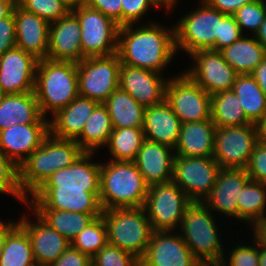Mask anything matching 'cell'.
<instances>
[{"mask_svg": "<svg viewBox=\"0 0 266 266\" xmlns=\"http://www.w3.org/2000/svg\"><path fill=\"white\" fill-rule=\"evenodd\" d=\"M191 203L185 192L170 181L149 186L144 209L153 231H173Z\"/></svg>", "mask_w": 266, "mask_h": 266, "instance_id": "obj_9", "label": "cell"}, {"mask_svg": "<svg viewBox=\"0 0 266 266\" xmlns=\"http://www.w3.org/2000/svg\"><path fill=\"white\" fill-rule=\"evenodd\" d=\"M107 241V228L102 216L95 218L72 240L71 246L92 258Z\"/></svg>", "mask_w": 266, "mask_h": 266, "instance_id": "obj_39", "label": "cell"}, {"mask_svg": "<svg viewBox=\"0 0 266 266\" xmlns=\"http://www.w3.org/2000/svg\"><path fill=\"white\" fill-rule=\"evenodd\" d=\"M210 211L203 202H192L181 220L180 236L203 266H218L227 256Z\"/></svg>", "mask_w": 266, "mask_h": 266, "instance_id": "obj_5", "label": "cell"}, {"mask_svg": "<svg viewBox=\"0 0 266 266\" xmlns=\"http://www.w3.org/2000/svg\"><path fill=\"white\" fill-rule=\"evenodd\" d=\"M113 131L107 107L100 103L84 125L81 134L75 139L84 152H95L100 146L107 145Z\"/></svg>", "mask_w": 266, "mask_h": 266, "instance_id": "obj_32", "label": "cell"}, {"mask_svg": "<svg viewBox=\"0 0 266 266\" xmlns=\"http://www.w3.org/2000/svg\"><path fill=\"white\" fill-rule=\"evenodd\" d=\"M21 7L49 23L63 18L72 8L64 0H22Z\"/></svg>", "mask_w": 266, "mask_h": 266, "instance_id": "obj_40", "label": "cell"}, {"mask_svg": "<svg viewBox=\"0 0 266 266\" xmlns=\"http://www.w3.org/2000/svg\"><path fill=\"white\" fill-rule=\"evenodd\" d=\"M34 94L40 112L53 116L79 96L77 63L55 61L48 58L38 62Z\"/></svg>", "mask_w": 266, "mask_h": 266, "instance_id": "obj_3", "label": "cell"}, {"mask_svg": "<svg viewBox=\"0 0 266 266\" xmlns=\"http://www.w3.org/2000/svg\"><path fill=\"white\" fill-rule=\"evenodd\" d=\"M17 124H49L40 112L34 91L5 94L0 102V131Z\"/></svg>", "mask_w": 266, "mask_h": 266, "instance_id": "obj_28", "label": "cell"}, {"mask_svg": "<svg viewBox=\"0 0 266 266\" xmlns=\"http://www.w3.org/2000/svg\"><path fill=\"white\" fill-rule=\"evenodd\" d=\"M254 237L259 241V243L266 247V219L256 223L253 226Z\"/></svg>", "mask_w": 266, "mask_h": 266, "instance_id": "obj_54", "label": "cell"}, {"mask_svg": "<svg viewBox=\"0 0 266 266\" xmlns=\"http://www.w3.org/2000/svg\"><path fill=\"white\" fill-rule=\"evenodd\" d=\"M182 123L164 100L145 109L143 133L145 140L175 148Z\"/></svg>", "mask_w": 266, "mask_h": 266, "instance_id": "obj_26", "label": "cell"}, {"mask_svg": "<svg viewBox=\"0 0 266 266\" xmlns=\"http://www.w3.org/2000/svg\"><path fill=\"white\" fill-rule=\"evenodd\" d=\"M215 131L212 119L182 124L174 148L175 156L213 157Z\"/></svg>", "mask_w": 266, "mask_h": 266, "instance_id": "obj_29", "label": "cell"}, {"mask_svg": "<svg viewBox=\"0 0 266 266\" xmlns=\"http://www.w3.org/2000/svg\"><path fill=\"white\" fill-rule=\"evenodd\" d=\"M245 170L251 180L266 184V144L256 142Z\"/></svg>", "mask_w": 266, "mask_h": 266, "instance_id": "obj_45", "label": "cell"}, {"mask_svg": "<svg viewBox=\"0 0 266 266\" xmlns=\"http://www.w3.org/2000/svg\"><path fill=\"white\" fill-rule=\"evenodd\" d=\"M175 53L177 54L174 27L165 29L154 22L136 29L134 24L119 29L117 54L121 64L161 74L173 60Z\"/></svg>", "mask_w": 266, "mask_h": 266, "instance_id": "obj_1", "label": "cell"}, {"mask_svg": "<svg viewBox=\"0 0 266 266\" xmlns=\"http://www.w3.org/2000/svg\"><path fill=\"white\" fill-rule=\"evenodd\" d=\"M242 35L243 33L233 15L221 13V30L220 37H217V51L230 46L232 43L239 40Z\"/></svg>", "mask_w": 266, "mask_h": 266, "instance_id": "obj_47", "label": "cell"}, {"mask_svg": "<svg viewBox=\"0 0 266 266\" xmlns=\"http://www.w3.org/2000/svg\"><path fill=\"white\" fill-rule=\"evenodd\" d=\"M118 54L87 57L77 63L79 96L104 103L119 87Z\"/></svg>", "mask_w": 266, "mask_h": 266, "instance_id": "obj_10", "label": "cell"}, {"mask_svg": "<svg viewBox=\"0 0 266 266\" xmlns=\"http://www.w3.org/2000/svg\"><path fill=\"white\" fill-rule=\"evenodd\" d=\"M16 47L34 55L38 60L48 56V37L50 23L36 14L15 7Z\"/></svg>", "mask_w": 266, "mask_h": 266, "instance_id": "obj_24", "label": "cell"}, {"mask_svg": "<svg viewBox=\"0 0 266 266\" xmlns=\"http://www.w3.org/2000/svg\"><path fill=\"white\" fill-rule=\"evenodd\" d=\"M0 266H37L30 238L19 224L7 235Z\"/></svg>", "mask_w": 266, "mask_h": 266, "instance_id": "obj_37", "label": "cell"}, {"mask_svg": "<svg viewBox=\"0 0 266 266\" xmlns=\"http://www.w3.org/2000/svg\"><path fill=\"white\" fill-rule=\"evenodd\" d=\"M37 222L27 217L18 220V224L27 232L37 266H50L71 245L65 237L51 228L36 213Z\"/></svg>", "mask_w": 266, "mask_h": 266, "instance_id": "obj_22", "label": "cell"}, {"mask_svg": "<svg viewBox=\"0 0 266 266\" xmlns=\"http://www.w3.org/2000/svg\"><path fill=\"white\" fill-rule=\"evenodd\" d=\"M2 1L9 3L14 7H19L21 6V3H22V0H2Z\"/></svg>", "mask_w": 266, "mask_h": 266, "instance_id": "obj_61", "label": "cell"}, {"mask_svg": "<svg viewBox=\"0 0 266 266\" xmlns=\"http://www.w3.org/2000/svg\"><path fill=\"white\" fill-rule=\"evenodd\" d=\"M101 216L106 224L108 243L140 260L153 232L144 207L106 209Z\"/></svg>", "mask_w": 266, "mask_h": 266, "instance_id": "obj_6", "label": "cell"}, {"mask_svg": "<svg viewBox=\"0 0 266 266\" xmlns=\"http://www.w3.org/2000/svg\"><path fill=\"white\" fill-rule=\"evenodd\" d=\"M157 6L161 4V6H165L168 10H171L172 7L176 4L177 0H152Z\"/></svg>", "mask_w": 266, "mask_h": 266, "instance_id": "obj_58", "label": "cell"}, {"mask_svg": "<svg viewBox=\"0 0 266 266\" xmlns=\"http://www.w3.org/2000/svg\"><path fill=\"white\" fill-rule=\"evenodd\" d=\"M254 239L256 245L236 246L230 251L228 262L224 257L218 266H259V241L255 237Z\"/></svg>", "mask_w": 266, "mask_h": 266, "instance_id": "obj_44", "label": "cell"}, {"mask_svg": "<svg viewBox=\"0 0 266 266\" xmlns=\"http://www.w3.org/2000/svg\"><path fill=\"white\" fill-rule=\"evenodd\" d=\"M259 266H266V247L259 243Z\"/></svg>", "mask_w": 266, "mask_h": 266, "instance_id": "obj_59", "label": "cell"}, {"mask_svg": "<svg viewBox=\"0 0 266 266\" xmlns=\"http://www.w3.org/2000/svg\"><path fill=\"white\" fill-rule=\"evenodd\" d=\"M201 2L199 8L174 26L176 50L184 49L189 55L199 50H217V37H220L221 12Z\"/></svg>", "mask_w": 266, "mask_h": 266, "instance_id": "obj_7", "label": "cell"}, {"mask_svg": "<svg viewBox=\"0 0 266 266\" xmlns=\"http://www.w3.org/2000/svg\"><path fill=\"white\" fill-rule=\"evenodd\" d=\"M88 266H95L92 262Z\"/></svg>", "mask_w": 266, "mask_h": 266, "instance_id": "obj_63", "label": "cell"}, {"mask_svg": "<svg viewBox=\"0 0 266 266\" xmlns=\"http://www.w3.org/2000/svg\"><path fill=\"white\" fill-rule=\"evenodd\" d=\"M247 119L255 124L266 113V96L251 74L238 75L232 87Z\"/></svg>", "mask_w": 266, "mask_h": 266, "instance_id": "obj_34", "label": "cell"}, {"mask_svg": "<svg viewBox=\"0 0 266 266\" xmlns=\"http://www.w3.org/2000/svg\"><path fill=\"white\" fill-rule=\"evenodd\" d=\"M0 193H9L20 201L27 199L19 187V168L0 151Z\"/></svg>", "mask_w": 266, "mask_h": 266, "instance_id": "obj_43", "label": "cell"}, {"mask_svg": "<svg viewBox=\"0 0 266 266\" xmlns=\"http://www.w3.org/2000/svg\"><path fill=\"white\" fill-rule=\"evenodd\" d=\"M67 4H69L71 7L77 6L79 4H82L85 2V0H64Z\"/></svg>", "mask_w": 266, "mask_h": 266, "instance_id": "obj_60", "label": "cell"}, {"mask_svg": "<svg viewBox=\"0 0 266 266\" xmlns=\"http://www.w3.org/2000/svg\"><path fill=\"white\" fill-rule=\"evenodd\" d=\"M171 232H152L148 247L139 260L140 266H203L183 238Z\"/></svg>", "mask_w": 266, "mask_h": 266, "instance_id": "obj_15", "label": "cell"}, {"mask_svg": "<svg viewBox=\"0 0 266 266\" xmlns=\"http://www.w3.org/2000/svg\"><path fill=\"white\" fill-rule=\"evenodd\" d=\"M113 128H143L145 107L119 87L103 103Z\"/></svg>", "mask_w": 266, "mask_h": 266, "instance_id": "obj_31", "label": "cell"}, {"mask_svg": "<svg viewBox=\"0 0 266 266\" xmlns=\"http://www.w3.org/2000/svg\"><path fill=\"white\" fill-rule=\"evenodd\" d=\"M91 258L71 245L50 266H88Z\"/></svg>", "mask_w": 266, "mask_h": 266, "instance_id": "obj_50", "label": "cell"}, {"mask_svg": "<svg viewBox=\"0 0 266 266\" xmlns=\"http://www.w3.org/2000/svg\"><path fill=\"white\" fill-rule=\"evenodd\" d=\"M16 47L15 17L12 12L0 19V55Z\"/></svg>", "mask_w": 266, "mask_h": 266, "instance_id": "obj_48", "label": "cell"}, {"mask_svg": "<svg viewBox=\"0 0 266 266\" xmlns=\"http://www.w3.org/2000/svg\"><path fill=\"white\" fill-rule=\"evenodd\" d=\"M254 125L258 141L266 144V113Z\"/></svg>", "mask_w": 266, "mask_h": 266, "instance_id": "obj_55", "label": "cell"}, {"mask_svg": "<svg viewBox=\"0 0 266 266\" xmlns=\"http://www.w3.org/2000/svg\"><path fill=\"white\" fill-rule=\"evenodd\" d=\"M99 104L89 98L76 97L49 120L50 133L57 138L75 140Z\"/></svg>", "mask_w": 266, "mask_h": 266, "instance_id": "obj_27", "label": "cell"}, {"mask_svg": "<svg viewBox=\"0 0 266 266\" xmlns=\"http://www.w3.org/2000/svg\"><path fill=\"white\" fill-rule=\"evenodd\" d=\"M27 201V206H32L33 209L67 210L92 214L95 218L103 212L99 194L87 190H37L32 196H28Z\"/></svg>", "mask_w": 266, "mask_h": 266, "instance_id": "obj_19", "label": "cell"}, {"mask_svg": "<svg viewBox=\"0 0 266 266\" xmlns=\"http://www.w3.org/2000/svg\"><path fill=\"white\" fill-rule=\"evenodd\" d=\"M238 219L251 223H256L266 219V184L249 180L237 198ZM250 222V223H249Z\"/></svg>", "mask_w": 266, "mask_h": 266, "instance_id": "obj_36", "label": "cell"}, {"mask_svg": "<svg viewBox=\"0 0 266 266\" xmlns=\"http://www.w3.org/2000/svg\"><path fill=\"white\" fill-rule=\"evenodd\" d=\"M266 16V0H255L251 3L243 5L238 9L233 17L240 27L241 32L243 29H249L253 36L257 33L260 25Z\"/></svg>", "mask_w": 266, "mask_h": 266, "instance_id": "obj_41", "label": "cell"}, {"mask_svg": "<svg viewBox=\"0 0 266 266\" xmlns=\"http://www.w3.org/2000/svg\"><path fill=\"white\" fill-rule=\"evenodd\" d=\"M91 262L95 266H140L138 258L110 243L101 248Z\"/></svg>", "mask_w": 266, "mask_h": 266, "instance_id": "obj_42", "label": "cell"}, {"mask_svg": "<svg viewBox=\"0 0 266 266\" xmlns=\"http://www.w3.org/2000/svg\"><path fill=\"white\" fill-rule=\"evenodd\" d=\"M144 138L142 128H113L107 147L113 161H134Z\"/></svg>", "mask_w": 266, "mask_h": 266, "instance_id": "obj_38", "label": "cell"}, {"mask_svg": "<svg viewBox=\"0 0 266 266\" xmlns=\"http://www.w3.org/2000/svg\"><path fill=\"white\" fill-rule=\"evenodd\" d=\"M148 188L134 161L101 163L99 200L103 210L144 207Z\"/></svg>", "mask_w": 266, "mask_h": 266, "instance_id": "obj_4", "label": "cell"}, {"mask_svg": "<svg viewBox=\"0 0 266 266\" xmlns=\"http://www.w3.org/2000/svg\"><path fill=\"white\" fill-rule=\"evenodd\" d=\"M81 26L70 11L49 25L48 59L78 63L82 60Z\"/></svg>", "mask_w": 266, "mask_h": 266, "instance_id": "obj_21", "label": "cell"}, {"mask_svg": "<svg viewBox=\"0 0 266 266\" xmlns=\"http://www.w3.org/2000/svg\"><path fill=\"white\" fill-rule=\"evenodd\" d=\"M81 26L82 60L117 53L120 26L111 18L85 3L71 8Z\"/></svg>", "mask_w": 266, "mask_h": 266, "instance_id": "obj_8", "label": "cell"}, {"mask_svg": "<svg viewBox=\"0 0 266 266\" xmlns=\"http://www.w3.org/2000/svg\"><path fill=\"white\" fill-rule=\"evenodd\" d=\"M121 27L135 24L152 7H158L152 0H121ZM152 6V7H151Z\"/></svg>", "mask_w": 266, "mask_h": 266, "instance_id": "obj_46", "label": "cell"}, {"mask_svg": "<svg viewBox=\"0 0 266 266\" xmlns=\"http://www.w3.org/2000/svg\"><path fill=\"white\" fill-rule=\"evenodd\" d=\"M220 169L213 157L175 156L172 181L192 202H203L212 191Z\"/></svg>", "mask_w": 266, "mask_h": 266, "instance_id": "obj_12", "label": "cell"}, {"mask_svg": "<svg viewBox=\"0 0 266 266\" xmlns=\"http://www.w3.org/2000/svg\"><path fill=\"white\" fill-rule=\"evenodd\" d=\"M83 152L75 140L49 133L19 168V187L24 197L28 199L27 195H33L54 172L70 166Z\"/></svg>", "mask_w": 266, "mask_h": 266, "instance_id": "obj_2", "label": "cell"}, {"mask_svg": "<svg viewBox=\"0 0 266 266\" xmlns=\"http://www.w3.org/2000/svg\"><path fill=\"white\" fill-rule=\"evenodd\" d=\"M121 2V0H85L84 3L93 9L99 10L121 27Z\"/></svg>", "mask_w": 266, "mask_h": 266, "instance_id": "obj_49", "label": "cell"}, {"mask_svg": "<svg viewBox=\"0 0 266 266\" xmlns=\"http://www.w3.org/2000/svg\"><path fill=\"white\" fill-rule=\"evenodd\" d=\"M211 119L216 127L253 124L247 119L233 90L211 95Z\"/></svg>", "mask_w": 266, "mask_h": 266, "instance_id": "obj_35", "label": "cell"}, {"mask_svg": "<svg viewBox=\"0 0 266 266\" xmlns=\"http://www.w3.org/2000/svg\"><path fill=\"white\" fill-rule=\"evenodd\" d=\"M167 82L158 72L121 64L119 88L145 108L165 100Z\"/></svg>", "mask_w": 266, "mask_h": 266, "instance_id": "obj_18", "label": "cell"}, {"mask_svg": "<svg viewBox=\"0 0 266 266\" xmlns=\"http://www.w3.org/2000/svg\"><path fill=\"white\" fill-rule=\"evenodd\" d=\"M208 6L219 10L221 13L233 15L238 9L255 0H203Z\"/></svg>", "mask_w": 266, "mask_h": 266, "instance_id": "obj_51", "label": "cell"}, {"mask_svg": "<svg viewBox=\"0 0 266 266\" xmlns=\"http://www.w3.org/2000/svg\"><path fill=\"white\" fill-rule=\"evenodd\" d=\"M190 57L194 59L195 64L184 72L209 95L232 90L239 74L223 59L219 51L199 50Z\"/></svg>", "mask_w": 266, "mask_h": 266, "instance_id": "obj_14", "label": "cell"}, {"mask_svg": "<svg viewBox=\"0 0 266 266\" xmlns=\"http://www.w3.org/2000/svg\"><path fill=\"white\" fill-rule=\"evenodd\" d=\"M39 60L23 49L15 47L0 55V89L4 94L34 91Z\"/></svg>", "mask_w": 266, "mask_h": 266, "instance_id": "obj_16", "label": "cell"}, {"mask_svg": "<svg viewBox=\"0 0 266 266\" xmlns=\"http://www.w3.org/2000/svg\"><path fill=\"white\" fill-rule=\"evenodd\" d=\"M49 133V124L13 125L0 131V151L20 168Z\"/></svg>", "mask_w": 266, "mask_h": 266, "instance_id": "obj_20", "label": "cell"}, {"mask_svg": "<svg viewBox=\"0 0 266 266\" xmlns=\"http://www.w3.org/2000/svg\"><path fill=\"white\" fill-rule=\"evenodd\" d=\"M251 76L256 80L260 89L263 91L264 95L266 96V57L251 73Z\"/></svg>", "mask_w": 266, "mask_h": 266, "instance_id": "obj_52", "label": "cell"}, {"mask_svg": "<svg viewBox=\"0 0 266 266\" xmlns=\"http://www.w3.org/2000/svg\"><path fill=\"white\" fill-rule=\"evenodd\" d=\"M18 225V222L13 223V222H2L0 220V259L2 256V252H3V247H4V243L5 240L7 238V235Z\"/></svg>", "mask_w": 266, "mask_h": 266, "instance_id": "obj_53", "label": "cell"}, {"mask_svg": "<svg viewBox=\"0 0 266 266\" xmlns=\"http://www.w3.org/2000/svg\"><path fill=\"white\" fill-rule=\"evenodd\" d=\"M249 180L245 169L221 168L212 191L203 203L213 211L238 219L237 198Z\"/></svg>", "mask_w": 266, "mask_h": 266, "instance_id": "obj_23", "label": "cell"}, {"mask_svg": "<svg viewBox=\"0 0 266 266\" xmlns=\"http://www.w3.org/2000/svg\"><path fill=\"white\" fill-rule=\"evenodd\" d=\"M14 6L0 0V19L8 17L14 10Z\"/></svg>", "mask_w": 266, "mask_h": 266, "instance_id": "obj_57", "label": "cell"}, {"mask_svg": "<svg viewBox=\"0 0 266 266\" xmlns=\"http://www.w3.org/2000/svg\"><path fill=\"white\" fill-rule=\"evenodd\" d=\"M93 152H83L70 166L54 172L38 190L100 192L101 163H91Z\"/></svg>", "mask_w": 266, "mask_h": 266, "instance_id": "obj_17", "label": "cell"}, {"mask_svg": "<svg viewBox=\"0 0 266 266\" xmlns=\"http://www.w3.org/2000/svg\"><path fill=\"white\" fill-rule=\"evenodd\" d=\"M255 37L266 49V16L264 18V21L260 25L259 30L255 34Z\"/></svg>", "mask_w": 266, "mask_h": 266, "instance_id": "obj_56", "label": "cell"}, {"mask_svg": "<svg viewBox=\"0 0 266 266\" xmlns=\"http://www.w3.org/2000/svg\"><path fill=\"white\" fill-rule=\"evenodd\" d=\"M174 148L144 140L134 160L145 182L150 186L173 180Z\"/></svg>", "mask_w": 266, "mask_h": 266, "instance_id": "obj_25", "label": "cell"}, {"mask_svg": "<svg viewBox=\"0 0 266 266\" xmlns=\"http://www.w3.org/2000/svg\"><path fill=\"white\" fill-rule=\"evenodd\" d=\"M257 141L254 124L216 127L213 158L221 168L245 169Z\"/></svg>", "mask_w": 266, "mask_h": 266, "instance_id": "obj_13", "label": "cell"}, {"mask_svg": "<svg viewBox=\"0 0 266 266\" xmlns=\"http://www.w3.org/2000/svg\"><path fill=\"white\" fill-rule=\"evenodd\" d=\"M165 100L182 124L211 119V95L185 72L168 80Z\"/></svg>", "mask_w": 266, "mask_h": 266, "instance_id": "obj_11", "label": "cell"}, {"mask_svg": "<svg viewBox=\"0 0 266 266\" xmlns=\"http://www.w3.org/2000/svg\"><path fill=\"white\" fill-rule=\"evenodd\" d=\"M223 59L239 74H251L266 57V49L256 37H242L219 51Z\"/></svg>", "mask_w": 266, "mask_h": 266, "instance_id": "obj_30", "label": "cell"}, {"mask_svg": "<svg viewBox=\"0 0 266 266\" xmlns=\"http://www.w3.org/2000/svg\"><path fill=\"white\" fill-rule=\"evenodd\" d=\"M33 211L70 242L95 219L92 214L67 210L33 209Z\"/></svg>", "mask_w": 266, "mask_h": 266, "instance_id": "obj_33", "label": "cell"}, {"mask_svg": "<svg viewBox=\"0 0 266 266\" xmlns=\"http://www.w3.org/2000/svg\"><path fill=\"white\" fill-rule=\"evenodd\" d=\"M5 96V94L2 92V90L0 89V102L2 101L3 97Z\"/></svg>", "mask_w": 266, "mask_h": 266, "instance_id": "obj_62", "label": "cell"}]
</instances>
